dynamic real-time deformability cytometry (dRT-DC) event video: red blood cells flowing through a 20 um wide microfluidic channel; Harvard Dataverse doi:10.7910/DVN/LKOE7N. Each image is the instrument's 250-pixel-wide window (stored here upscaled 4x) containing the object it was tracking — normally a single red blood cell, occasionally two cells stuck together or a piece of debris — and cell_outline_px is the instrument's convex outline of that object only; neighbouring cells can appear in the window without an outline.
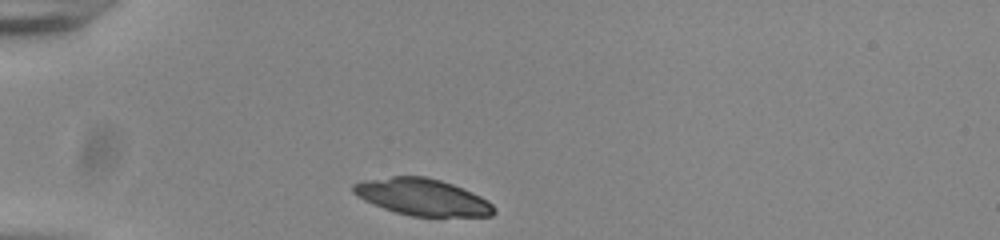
{"species": "common noctule bat (a hibernating species)", "species_latin": "Nyctalus noctula", "temperature_condition": "room temperature", "stored_images_in_passage": 31, "camera_frame_rate_fps": 3000, "um_per_image_px": 0.085, "animal": {"sex": "male", "body_mass_g": 20.0, "forearm_length_mm": 53.3}, "frame": {"image": 1, "passage_image": 1, "time_ms": 0.0, "image_size_px": [1000, 240], "cell_outline_px": [[496, 212], [492, 216], [412, 216], [396, 212], [372, 204], [356, 196], [352, 192], [352, 184], [364, 180], [392, 176], [424, 176], [440, 180], [452, 184], [472, 192], [488, 200], [496, 208]], "centroid_in_image_um": [35.89, 16.75], "position_along_channel_um": 49.1, "area_um2": 30.11}}
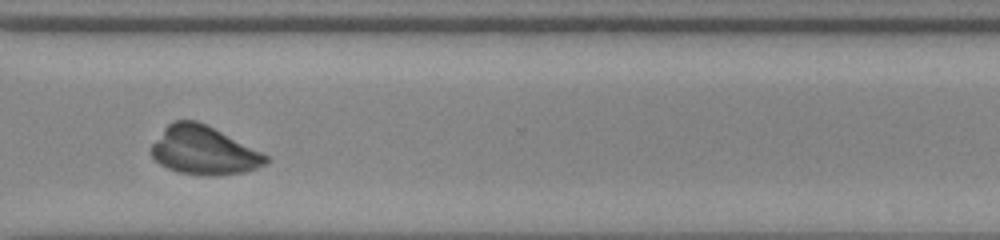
{"frame": {"image": 2, "passage_image": 27, "time_ms": 8.667, "image_size_px": [1000, 240], "cell_outline_px": [[272, 160], [268, 164], [244, 172], [176, 172], [160, 164], [152, 156], [152, 144], [164, 128], [172, 120], [196, 120], [268, 156]], "centroid_in_image_um": [17.29, 12.74], "position_along_channel_um": 353.3, "area_um2": 30.87}}
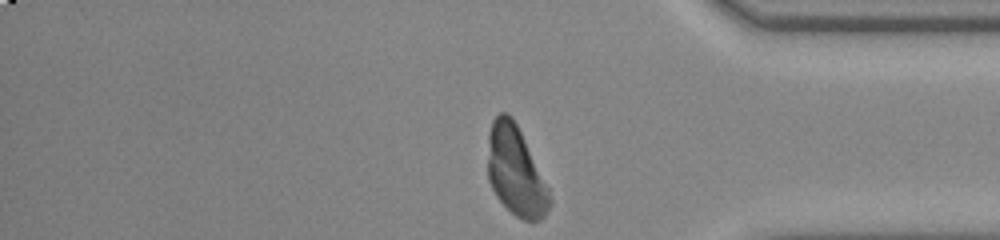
{"frame": {"image": 3, "passage_image": 31, "time_ms": 10.0, "image_size_px": [1000, 240], "cell_outline_px": [[552, 204], [544, 216], [540, 220], [524, 220], [516, 216], [496, 196], [488, 180], [488, 132], [492, 120], [500, 112], [508, 112], [512, 116], [548, 188], [552, 200]], "centroid_in_image_um": [43.81, 14.54], "position_along_channel_um": 391.4, "area_um2": 31.85}}